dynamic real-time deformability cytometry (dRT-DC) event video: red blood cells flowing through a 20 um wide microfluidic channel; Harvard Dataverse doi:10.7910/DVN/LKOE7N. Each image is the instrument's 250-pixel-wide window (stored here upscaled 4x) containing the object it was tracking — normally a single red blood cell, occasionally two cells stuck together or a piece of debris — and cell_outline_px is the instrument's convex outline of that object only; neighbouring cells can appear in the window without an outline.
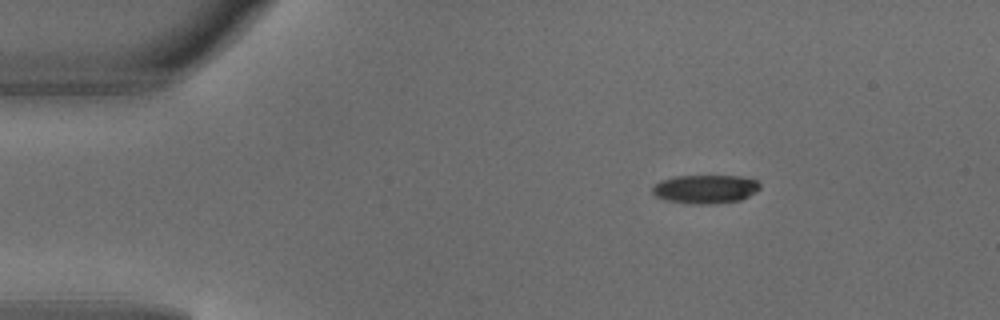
{"species": "common noctule bat (a hibernating species)", "species_latin": "Nyctalus noctula", "temperature_condition": "warm", "stored_images_in_passage": 4, "camera_frame_rate_fps": 3000, "um_per_image_px": 0.085, "animal": {"sex": "male", "body_mass_g": 18.8}, "frame": {"image": 1, "passage_image": 2, "time_ms": 0.333, "image_size_px": [1000, 320], "cell_outline_px": [[760, 188], [756, 192], [740, 200], [712, 204], [692, 204], [668, 200], [656, 196], [652, 192], [652, 184], [660, 180], [676, 176], [740, 176], [756, 180], [760, 184]], "centroid_in_image_um": [59.94, 16.06], "position_along_channel_um": 25.1, "area_um2": 17.98}}
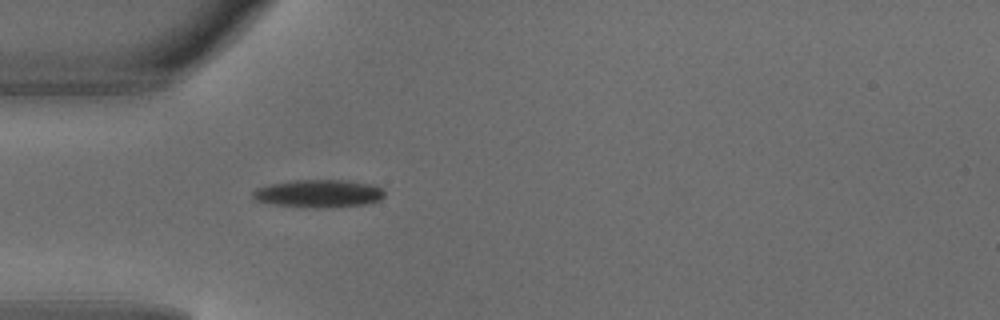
{"frame": {"image": 2, "passage_image": 4, "time_ms": 1.0, "image_size_px": [1000, 320], "cell_outline_px": [[384, 196], [380, 200], [364, 204], [336, 208], [316, 208], [276, 204], [256, 200], [252, 196], [252, 192], [256, 188], [272, 184], [292, 180], [348, 180], [368, 184], [380, 188], [384, 192]], "centroid_in_image_um": [27.1, 16.45], "position_along_channel_um": 57.9, "area_um2": 21.21}}